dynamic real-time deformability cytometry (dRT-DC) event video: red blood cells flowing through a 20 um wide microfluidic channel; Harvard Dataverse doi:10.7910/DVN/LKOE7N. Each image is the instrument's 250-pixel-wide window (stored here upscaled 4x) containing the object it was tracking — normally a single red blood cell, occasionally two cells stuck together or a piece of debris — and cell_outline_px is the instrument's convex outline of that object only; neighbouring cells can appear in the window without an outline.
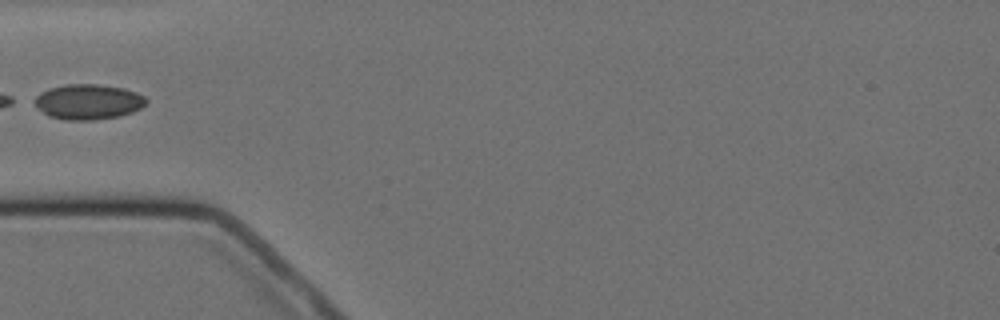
{"species": "Egyptian fruit bat (a non-hibernating species)", "species_latin": "Rousettus aegyptiacus", "temperature_condition": "cold", "stored_images_in_passage": 2, "camera_frame_rate_fps": 3000, "um_per_image_px": 0.085, "animal": {"sex": "female"}, "frame": {"image": 1, "passage_image": 2, "time_ms": 1.0, "image_size_px": [1000, 320], "cell_outline_px": [[148, 100], [140, 108], [132, 112], [120, 116], [92, 120], [64, 120], [48, 116], [36, 108], [36, 96], [40, 92], [48, 88], [64, 84], [100, 84], [124, 88], [136, 92], [144, 96]], "centroid_in_image_um": [7.48, 8.65], "position_along_channel_um": 77.5, "area_um2": 23.06}}